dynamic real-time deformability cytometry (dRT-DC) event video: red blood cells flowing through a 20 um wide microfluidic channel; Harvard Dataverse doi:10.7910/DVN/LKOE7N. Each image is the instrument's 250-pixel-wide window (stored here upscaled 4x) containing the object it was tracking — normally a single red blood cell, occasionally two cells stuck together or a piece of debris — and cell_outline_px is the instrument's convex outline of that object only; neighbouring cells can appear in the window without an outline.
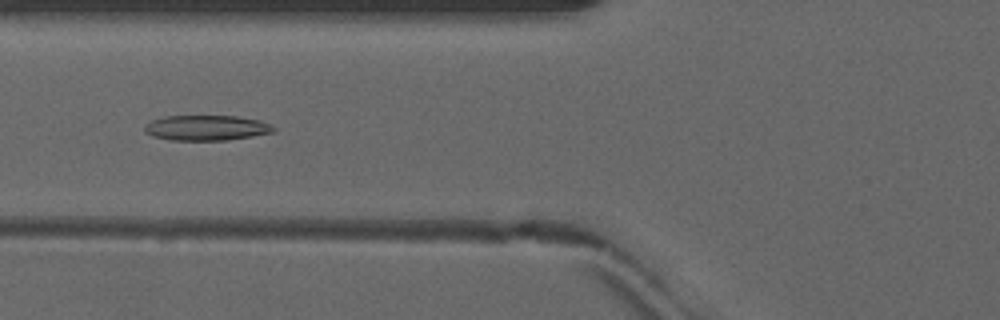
{"species": "common noctule bat (a hibernating species)", "species_latin": "Nyctalus noctula", "temperature_condition": "warm", "stored_images_in_passage": 51, "camera_frame_rate_fps": 3000, "um_per_image_px": 0.085, "animal": {"sex": "male", "forearm_length_mm": 52.5}, "frame": {"image": 1, "passage_image": 21, "time_ms": 6.667, "image_size_px": [1000, 320], "cell_outline_px": [[276, 132], [252, 136], [224, 140], [172, 140], [152, 136], [144, 132], [144, 124], [152, 120], [164, 116], [236, 116], [260, 120], [276, 128]], "centroid_in_image_um": [17.52, 10.86], "position_along_channel_um": 108.3, "area_um2": 19.02}}
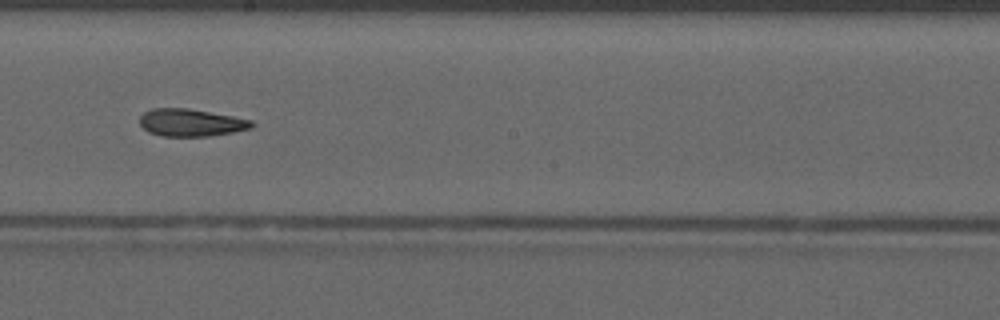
{"frame": {"image": 2, "passage_image": 30, "time_ms": 9.667, "image_size_px": [1000, 320], "cell_outline_px": [[256, 124], [252, 128], [232, 132], [208, 136], [160, 136], [148, 132], [140, 124], [140, 116], [144, 112], [152, 108], [188, 108], [232, 116], [252, 120]], "centroid_in_image_um": [16.23, 10.42], "position_along_channel_um": 232.0, "area_um2": 17.92}}
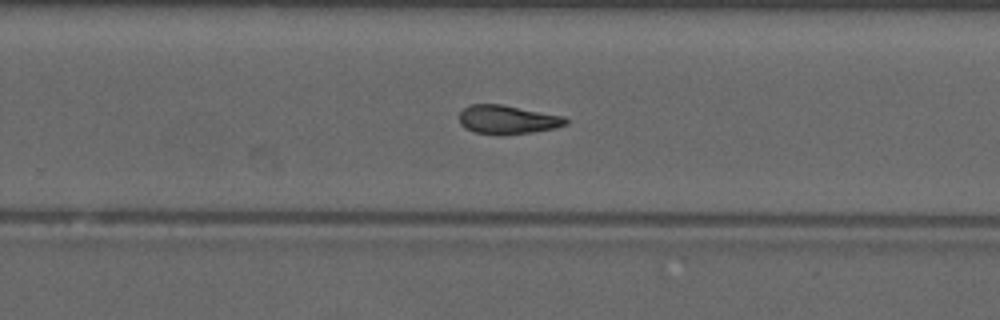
{"frame": {"image": 3, "passage_image": 34, "time_ms": 11.0, "image_size_px": [1000, 320], "cell_outline_px": [[568, 124], [556, 128], [532, 132], [476, 132], [464, 128], [460, 124], [460, 112], [468, 104], [500, 104], [564, 116], [568, 120]], "centroid_in_image_um": [43.15, 10.12], "position_along_channel_um": 286.6, "area_um2": 17.22}, "authors_computed_cell_mechanics": {"area_um2": 18.6694, "velocity_mm_per_s": 4.1262, "shape_relaxation_time_tau1_ms": null, "shape_relaxation_time_tau2_ms": 4.4017, "deformation_change_tau1": null, "deformation_change_tau2": 0.1379}}